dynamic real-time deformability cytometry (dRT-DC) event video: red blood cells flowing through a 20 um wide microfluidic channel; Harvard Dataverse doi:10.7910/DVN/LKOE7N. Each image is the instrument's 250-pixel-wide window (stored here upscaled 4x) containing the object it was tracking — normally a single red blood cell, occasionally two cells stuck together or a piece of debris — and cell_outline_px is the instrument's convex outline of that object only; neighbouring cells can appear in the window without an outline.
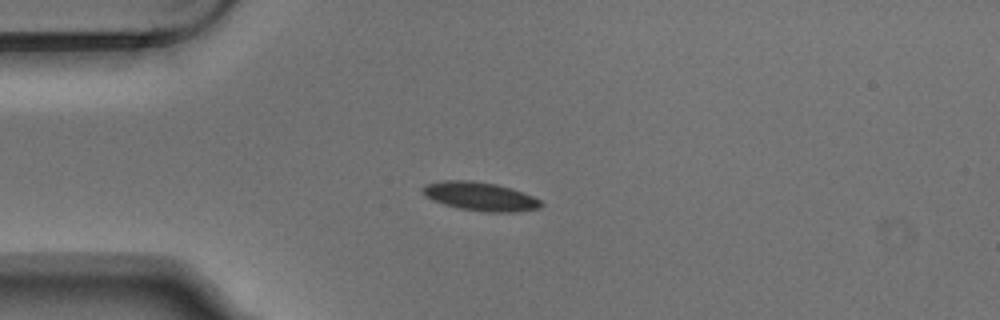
{"species": "Egyptian fruit bat (a non-hibernating species)", "species_latin": "Rousettus aegyptiacus", "temperature_condition": "warm", "stored_images_in_passage": 3, "camera_frame_rate_fps": 3000, "um_per_image_px": 0.085, "animal": {"sex": "male"}, "frame": {"image": 1, "passage_image": 3, "time_ms": 0.667, "image_size_px": [1000, 320], "cell_outline_px": [[544, 204], [540, 208], [516, 212], [484, 212], [460, 208], [444, 204], [432, 200], [424, 196], [420, 188], [424, 184], [440, 180], [472, 180], [496, 184], [512, 188], [532, 196], [540, 200]], "centroid_in_image_um": [40.78, 16.68], "position_along_channel_um": 44.2, "area_um2": 20.0}}